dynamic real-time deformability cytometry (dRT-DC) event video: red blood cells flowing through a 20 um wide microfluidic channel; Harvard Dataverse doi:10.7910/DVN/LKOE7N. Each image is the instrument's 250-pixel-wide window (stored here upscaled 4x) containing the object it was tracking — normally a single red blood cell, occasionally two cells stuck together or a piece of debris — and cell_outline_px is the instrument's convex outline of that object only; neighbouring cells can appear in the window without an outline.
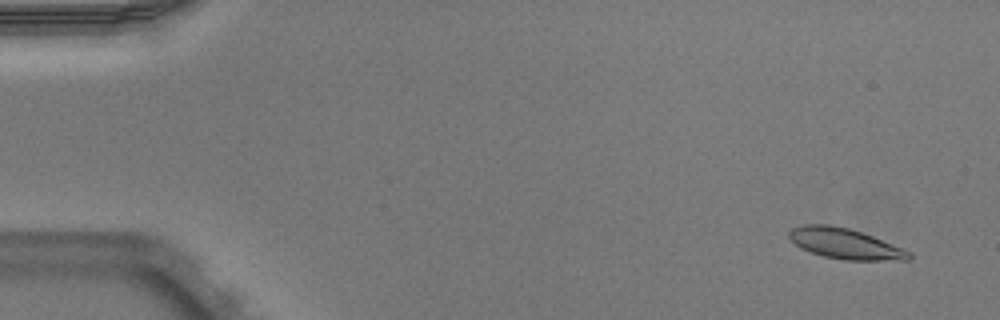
{"species": "Egyptian fruit bat (a non-hibernating species)", "species_latin": "Rousettus aegyptiacus", "temperature_condition": "warm", "stored_images_in_passage": 53, "camera_frame_rate_fps": 3000, "um_per_image_px": 0.085, "animal": {"sex": "male"}, "frame": {"image": 1, "passage_image": 4, "time_ms": 1.0, "image_size_px": [1000, 320], "cell_outline_px": [[912, 256], [908, 260], [844, 260], [824, 256], [800, 248], [788, 236], [788, 232], [792, 228], [804, 224], [828, 224], [848, 228], [872, 236], [904, 248], [912, 252]], "centroid_in_image_um": [71.85, 20.71], "position_along_channel_um": 13.2, "area_um2": 21.27}}
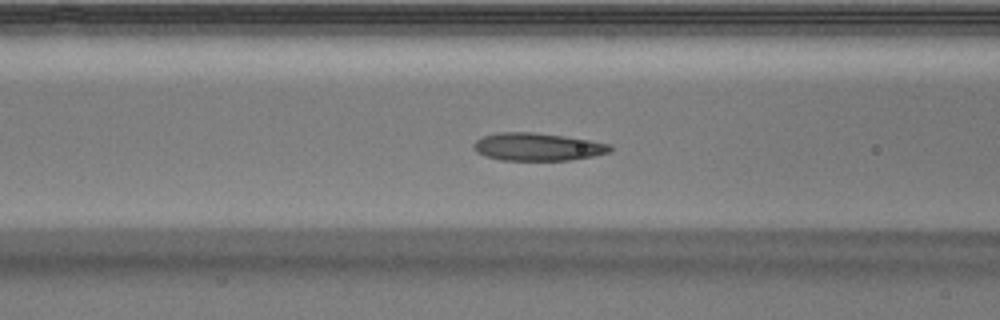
{"frame": {"image": 2, "passage_image": 22, "time_ms": 7.0, "image_size_px": [1000, 320], "cell_outline_px": [[612, 148], [608, 152], [592, 156], [568, 160], [500, 160], [484, 156], [476, 152], [472, 148], [472, 144], [476, 140], [484, 136], [496, 132], [532, 132], [564, 136], [588, 140], [608, 144]], "centroid_in_image_um": [45.6, 12.48], "position_along_channel_um": 121.0, "area_um2": 21.96}}
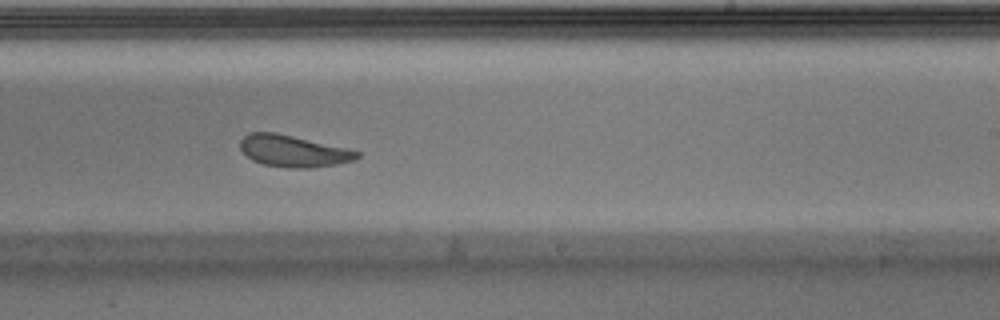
{"frame": {"image": 3, "passage_image": 33, "time_ms": 10.667, "image_size_px": [1000, 320], "cell_outline_px": [[360, 156], [352, 160], [336, 164], [308, 168], [292, 168], [264, 164], [252, 160], [240, 148], [240, 140], [248, 132], [276, 132], [344, 148], [360, 152]], "centroid_in_image_um": [24.88, 12.83], "position_along_channel_um": 264.1, "area_um2": 21.15}, "authors_computed_cell_mechanics": {"area_um2": 21.964, "velocity_mm_per_s": 3.9115, "shape_relaxation_time_tau1_ms": 3.7645, "shape_relaxation_time_tau2_ms": 1.5416, "deformation_change_tau1": 0.1575, "deformation_change_tau2": 0.0894}}